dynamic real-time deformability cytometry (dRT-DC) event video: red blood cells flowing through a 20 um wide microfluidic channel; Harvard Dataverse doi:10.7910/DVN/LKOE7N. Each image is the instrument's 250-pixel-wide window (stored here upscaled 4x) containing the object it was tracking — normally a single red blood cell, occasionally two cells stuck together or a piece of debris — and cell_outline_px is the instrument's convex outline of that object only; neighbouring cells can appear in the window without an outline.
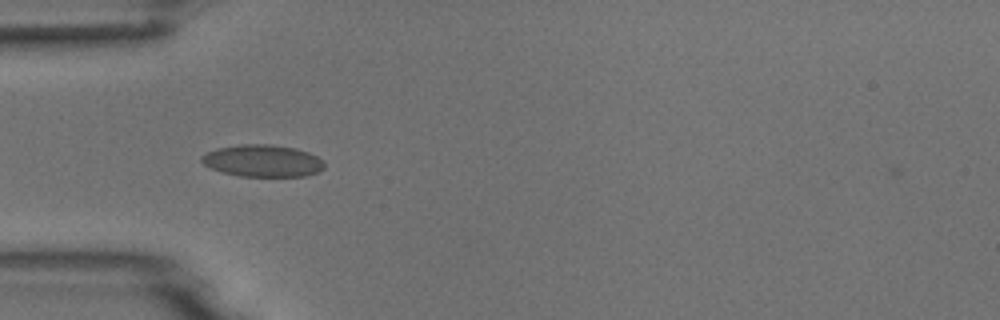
{"species": "common noctule bat (a hibernating species)", "species_latin": "Nyctalus noctula", "temperature_condition": "room temperature", "stored_images_in_passage": 38, "camera_frame_rate_fps": 3000, "um_per_image_px": 0.085, "animal": {"sex": "male", "body_mass_g": 18.8}, "frame": {"image": 1, "passage_image": 1, "time_ms": 0.0, "image_size_px": [1000, 320], "cell_outline_px": [[324, 168], [320, 172], [304, 176], [240, 176], [224, 172], [212, 168], [204, 164], [200, 160], [200, 156], [216, 148], [240, 144], [272, 144], [296, 148], [308, 152], [324, 160]], "centroid_in_image_um": [22.35, 13.66], "position_along_channel_um": 62.6, "area_um2": 23.0}}
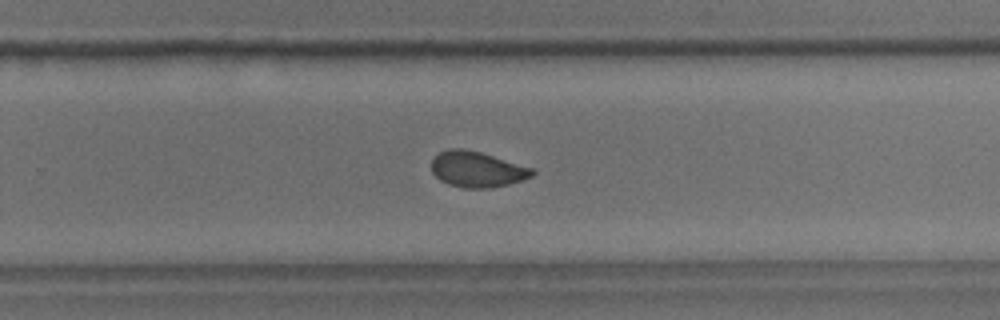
{"frame": {"image": 2, "passage_image": 19, "time_ms": 6.0, "image_size_px": [1000, 320], "cell_outline_px": [[536, 172], [532, 176], [524, 180], [508, 184], [488, 188], [464, 188], [448, 184], [440, 180], [432, 172], [432, 160], [440, 152], [448, 148], [464, 148], [480, 152], [532, 168]], "centroid_in_image_um": [40.54, 14.39], "position_along_channel_um": 289.3, "area_um2": 20.87}}
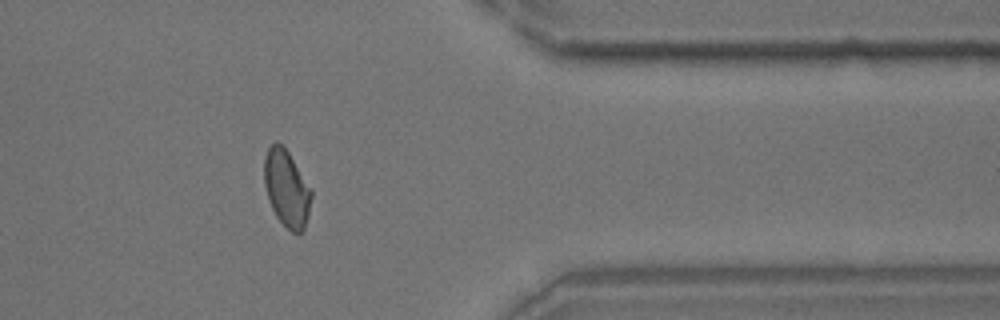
{"frame": {"image": 3, "passage_image": 28, "time_ms": 9.0, "image_size_px": [1000, 320], "cell_outline_px": [[312, 196], [308, 216], [304, 228], [300, 232], [292, 232], [276, 216], [268, 200], [264, 184], [264, 156], [268, 148], [276, 140], [288, 152], [312, 188]], "centroid_in_image_um": [24.36, 15.99], "position_along_channel_um": 387.0, "area_um2": 21.04}}